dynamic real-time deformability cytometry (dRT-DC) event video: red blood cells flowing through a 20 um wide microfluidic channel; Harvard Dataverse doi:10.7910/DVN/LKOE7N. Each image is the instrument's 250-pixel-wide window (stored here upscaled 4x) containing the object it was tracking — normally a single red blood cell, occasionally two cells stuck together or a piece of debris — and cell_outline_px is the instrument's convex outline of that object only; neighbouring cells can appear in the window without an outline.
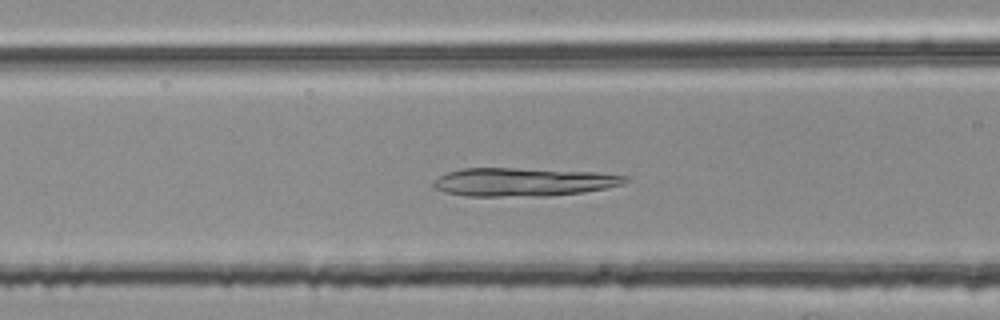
{"species": "common noctule bat (a hibernating species)", "species_latin": "Nyctalus noctula", "temperature_condition": "room temperature", "stored_images_in_passage": 39, "camera_frame_rate_fps": 3000, "um_per_image_px": 0.085, "animal": {"sex": "female", "body_mass_g": 25.1}, "frame": {"image": 1, "passage_image": 7, "time_ms": 2.0, "image_size_px": [1000, 320], "cell_outline_px": [[632, 180], [624, 184], [584, 192], [548, 196], [468, 196], [444, 192], [432, 188], [432, 180], [448, 172], [460, 168], [516, 168], [596, 172], [628, 176]], "centroid_in_image_um": [44.48, 15.47], "position_along_channel_um": 122.1, "area_um2": 32.02}}
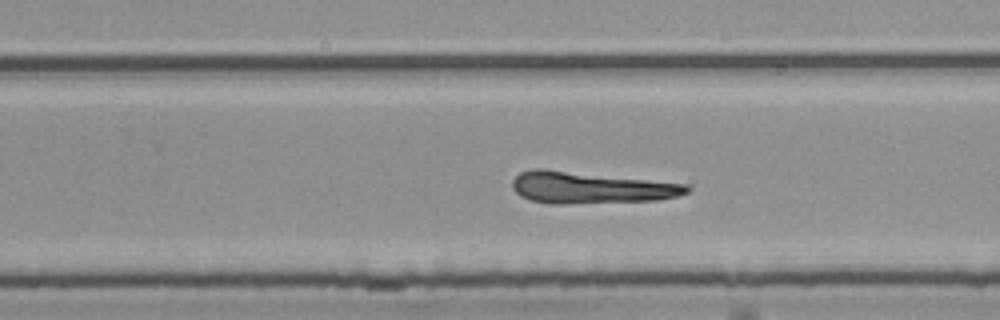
{"frame": {"image": 2, "passage_image": 20, "time_ms": 6.333, "image_size_px": [1000, 320], "cell_outline_px": [[692, 188], [688, 192], [676, 196], [656, 200], [568, 204], [548, 204], [532, 200], [520, 196], [512, 188], [512, 180], [520, 172], [532, 168], [544, 168], [688, 184]], "centroid_in_image_um": [50.16, 15.94], "position_along_channel_um": 279.6, "area_um2": 32.48}}
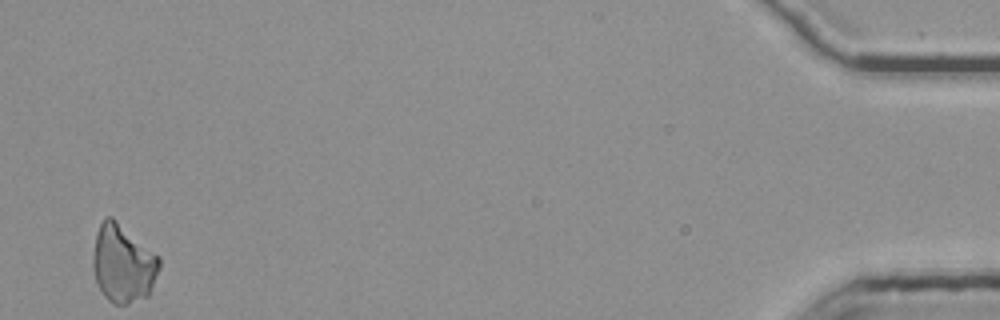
{"frame": {"image": 3, "passage_image": 39, "time_ms": 12.667, "image_size_px": [1000, 320], "cell_outline_px": [[160, 268], [148, 296], [128, 304], [116, 304], [108, 300], [104, 296], [96, 284], [92, 268], [92, 256], [96, 232], [104, 216], [112, 216], [160, 256]], "centroid_in_image_um": [10.44, 22.39], "position_along_channel_um": 424.8, "area_um2": 30.63}}